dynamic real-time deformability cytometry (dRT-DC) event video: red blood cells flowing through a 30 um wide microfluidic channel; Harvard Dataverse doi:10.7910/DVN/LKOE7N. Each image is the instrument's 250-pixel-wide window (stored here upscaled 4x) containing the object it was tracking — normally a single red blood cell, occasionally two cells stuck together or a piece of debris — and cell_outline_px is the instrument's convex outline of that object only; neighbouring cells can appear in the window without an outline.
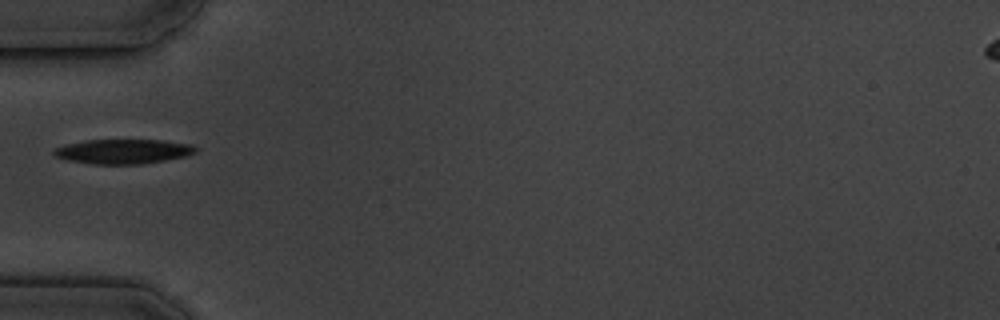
{"species": "common noctule bat (a hibernating species)", "species_latin": "Nyctalus noctula", "temperature_condition": "cold", "stored_images_in_passage": 1, "camera_frame_rate_fps": 3000, "um_per_image_px": 0.085, "animal": {"sex": "male", "body_mass_g": 19.5, "forearm_length_mm": 54.6}, "frame": {"image": 1, "passage_image": 1, "time_ms": 0.0, "image_size_px": [1000, 320], "cell_outline_px": [[196, 152], [184, 156], [164, 160], [140, 164], [92, 164], [68, 160], [56, 156], [52, 152], [56, 148], [64, 144], [84, 140], [164, 140], [192, 144], [196, 148]], "centroid_in_image_um": [10.45, 12.86], "position_along_channel_um": 74.5, "area_um2": 20.23}}